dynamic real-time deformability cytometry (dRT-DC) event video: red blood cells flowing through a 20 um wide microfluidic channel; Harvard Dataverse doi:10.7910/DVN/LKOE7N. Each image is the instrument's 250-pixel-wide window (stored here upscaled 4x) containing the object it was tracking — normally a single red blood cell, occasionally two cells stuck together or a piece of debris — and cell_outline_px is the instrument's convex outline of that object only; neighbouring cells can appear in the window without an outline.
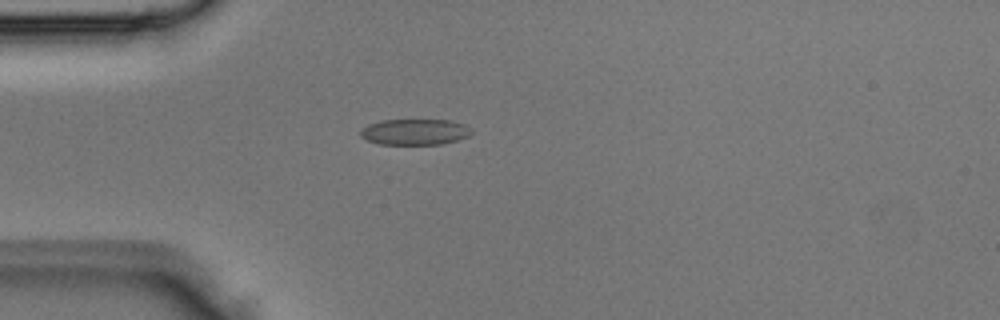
{"species": "Egyptian fruit bat (a non-hibernating species)", "species_latin": "Rousettus aegyptiacus", "temperature_condition": "room temperature", "stored_images_in_passage": 1, "camera_frame_rate_fps": 3000, "um_per_image_px": 0.085, "animal": {"sex": "male"}, "frame": {"image": 1, "passage_image": 1, "time_ms": 0.0, "image_size_px": [1000, 320], "cell_outline_px": [[472, 132], [468, 136], [444, 144], [380, 144], [368, 140], [360, 136], [360, 132], [368, 124], [380, 120], [452, 120], [464, 124], [472, 128]], "centroid_in_image_um": [35.29, 11.2], "position_along_channel_um": 49.7, "area_um2": 16.76}}